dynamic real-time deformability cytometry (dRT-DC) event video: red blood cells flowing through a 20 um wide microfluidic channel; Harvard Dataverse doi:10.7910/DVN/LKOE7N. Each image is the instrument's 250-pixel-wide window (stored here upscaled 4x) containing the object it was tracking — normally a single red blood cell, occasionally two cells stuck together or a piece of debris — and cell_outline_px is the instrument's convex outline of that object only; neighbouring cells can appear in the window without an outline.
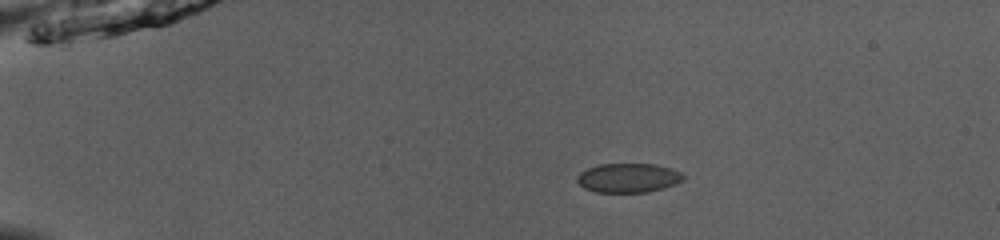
{"species": "common noctule bat (a hibernating species)", "species_latin": "Nyctalus noctula", "temperature_condition": "room temperature", "stored_images_in_passage": 52, "camera_frame_rate_fps": 3000, "um_per_image_px": 0.085, "animal": {"sex": "male", "body_mass_g": 13.0, "forearm_length_mm": 53.1}, "frame": {"image": 1, "passage_image": 11, "time_ms": 3.333, "image_size_px": [1000, 240], "cell_outline_px": [[684, 180], [676, 184], [664, 188], [648, 192], [596, 192], [584, 188], [576, 180], [576, 176], [580, 172], [596, 164], [656, 164], [672, 168], [684, 172]], "centroid_in_image_um": [53.44, 15.11], "position_along_channel_um": 31.6, "area_um2": 18.38}}
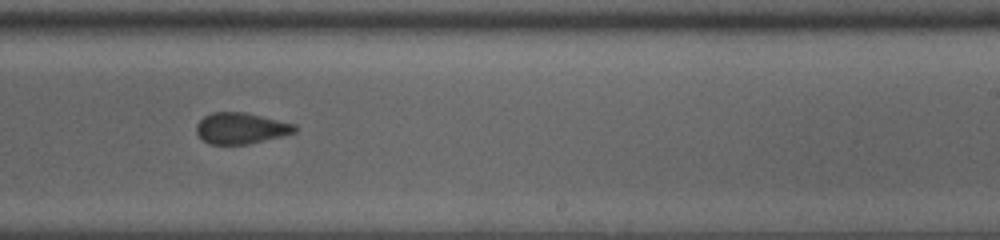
{"frame": {"image": 2, "passage_image": 34, "time_ms": 11.0, "image_size_px": [1000, 240], "cell_outline_px": [[296, 132], [248, 144], [212, 144], [204, 140], [196, 132], [196, 124], [204, 116], [212, 112], [244, 112], [296, 124]], "centroid_in_image_um": [20.47, 10.89], "position_along_channel_um": 268.5, "area_um2": 17.63}}
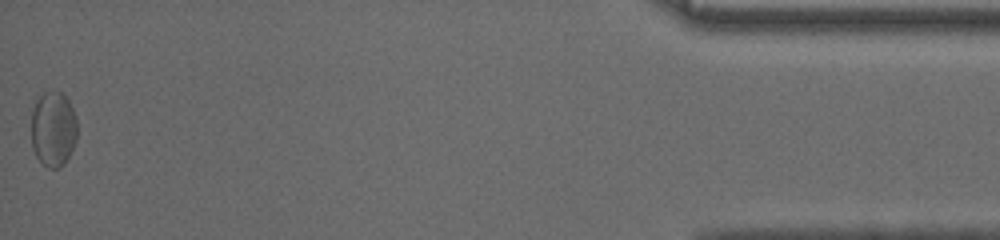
{"frame": {"image": 3, "passage_image": 52, "time_ms": 17.0, "image_size_px": [1000, 240], "cell_outline_px": [[76, 140], [64, 164], [60, 168], [48, 168], [36, 156], [32, 148], [32, 112], [36, 100], [44, 92], [60, 92], [68, 100], [76, 116]], "centroid_in_image_um": [4.52, 10.98], "position_along_channel_um": 430.7, "area_um2": 19.94}, "authors_computed_cell_mechanics": {"area_um2": 18.6983, "velocity_mm_per_s": 3.9717, "shape_relaxation_time_tau1_ms": 5.2265, "shape_relaxation_time_tau2_ms": 1.394, "deformation_change_tau1": 0.0894, "deformation_change_tau2": 0.0697}}